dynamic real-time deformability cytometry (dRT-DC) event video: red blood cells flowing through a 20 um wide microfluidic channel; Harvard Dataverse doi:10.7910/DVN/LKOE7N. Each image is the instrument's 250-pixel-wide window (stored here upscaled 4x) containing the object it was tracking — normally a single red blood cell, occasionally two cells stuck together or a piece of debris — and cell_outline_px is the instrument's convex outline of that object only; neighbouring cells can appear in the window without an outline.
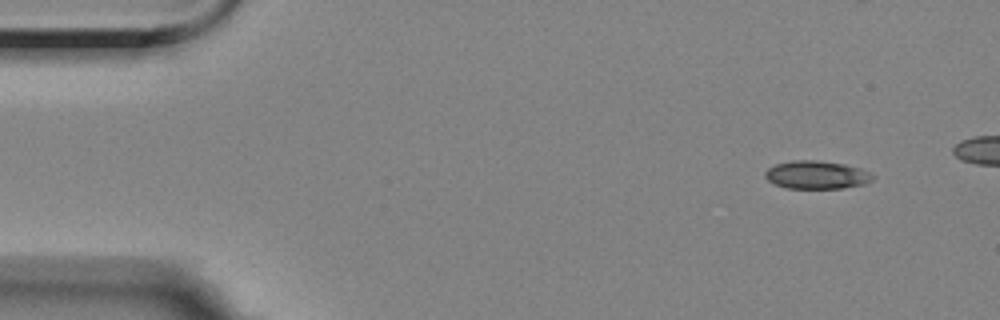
{"species": "Egyptian fruit bat (a non-hibernating species)", "species_latin": "Rousettus aegyptiacus", "temperature_condition": "room temperature", "stored_images_in_passage": 47, "camera_frame_rate_fps": 3000, "um_per_image_px": 0.085, "animal": {"sex": "female"}, "frame": {"image": 1, "passage_image": 1, "time_ms": 0.0, "image_size_px": [1000, 320], "cell_outline_px": [[876, 176], [872, 180], [864, 184], [840, 188], [788, 188], [776, 184], [768, 180], [764, 176], [764, 172], [768, 168], [776, 164], [792, 160], [816, 160], [844, 164], [860, 168]], "centroid_in_image_um": [69.41, 14.86], "position_along_channel_um": 15.6, "area_um2": 17.51}}
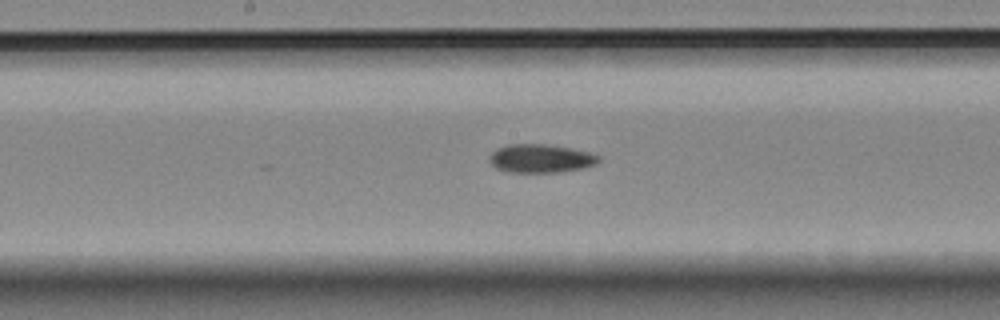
{"frame": {"image": 2, "passage_image": 25, "time_ms": 8.0, "image_size_px": [1000, 320], "cell_outline_px": [[600, 160], [596, 164], [584, 168], [560, 172], [508, 172], [496, 168], [492, 164], [492, 152], [496, 148], [508, 144], [544, 144], [572, 148], [592, 152], [600, 156]], "centroid_in_image_um": [46.02, 13.46], "position_along_channel_um": 202.2, "area_um2": 18.15}}
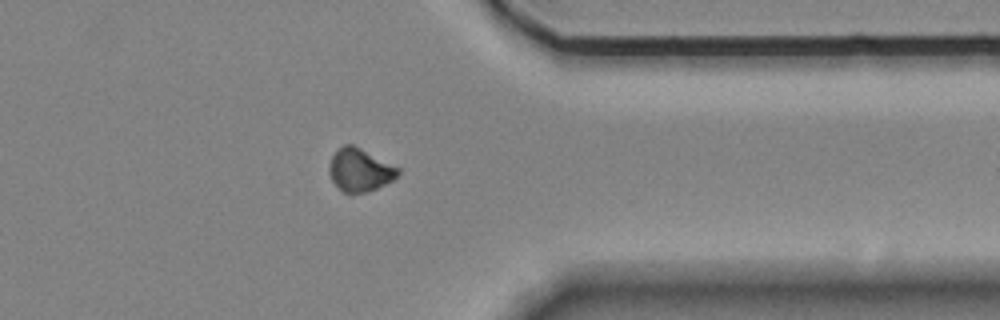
{"frame": {"image": 3, "passage_image": 41, "time_ms": 13.333, "image_size_px": [1000, 320], "cell_outline_px": [[400, 172], [392, 180], [376, 188], [364, 192], [344, 192], [332, 180], [328, 172], [328, 164], [332, 156], [344, 144], [352, 144], [400, 168]], "centroid_in_image_um": [30.57, 14.43], "position_along_channel_um": 380.8, "area_um2": 16.82}}